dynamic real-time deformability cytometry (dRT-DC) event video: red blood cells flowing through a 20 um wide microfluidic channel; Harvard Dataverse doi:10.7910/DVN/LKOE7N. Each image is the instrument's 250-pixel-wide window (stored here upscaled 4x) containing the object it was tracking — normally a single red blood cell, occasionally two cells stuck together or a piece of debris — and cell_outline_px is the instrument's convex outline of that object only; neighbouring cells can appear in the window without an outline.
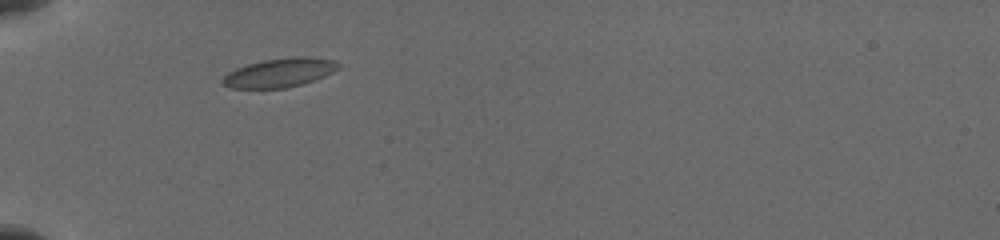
{"species": "common noctule bat (a hibernating species)", "species_latin": "Nyctalus noctula", "temperature_condition": "cold", "stored_images_in_passage": 4, "camera_frame_rate_fps": 3000, "um_per_image_px": 0.085, "animal": {"sex": "female", "body_mass_g": 19.5, "forearm_length_mm": 54.1}, "frame": {"image": 1, "passage_image": 1, "time_ms": 0.0, "image_size_px": [1000, 240], "cell_outline_px": [[340, 68], [324, 76], [300, 84], [284, 88], [232, 88], [224, 84], [220, 80], [228, 72], [236, 68], [260, 60], [292, 56], [308, 56], [332, 60], [340, 64]], "centroid_in_image_um": [23.75, 6.16], "position_along_channel_um": 61.2, "area_um2": 19.48}}
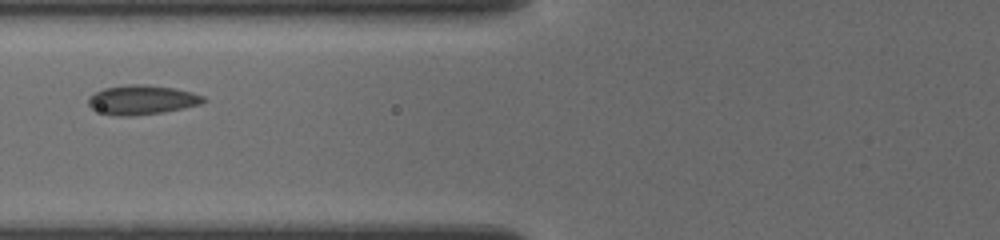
{"frame": {"image": 2, "passage_image": 3, "time_ms": 1.667, "image_size_px": [1000, 240], "cell_outline_px": [[208, 100], [200, 104], [160, 112], [128, 116], [120, 116], [104, 112], [92, 108], [88, 104], [88, 96], [104, 88], [128, 84], [144, 84], [172, 88], [192, 92], [204, 96]], "centroid_in_image_um": [12.06, 8.46], "position_along_channel_um": 113.7, "area_um2": 19.31}}